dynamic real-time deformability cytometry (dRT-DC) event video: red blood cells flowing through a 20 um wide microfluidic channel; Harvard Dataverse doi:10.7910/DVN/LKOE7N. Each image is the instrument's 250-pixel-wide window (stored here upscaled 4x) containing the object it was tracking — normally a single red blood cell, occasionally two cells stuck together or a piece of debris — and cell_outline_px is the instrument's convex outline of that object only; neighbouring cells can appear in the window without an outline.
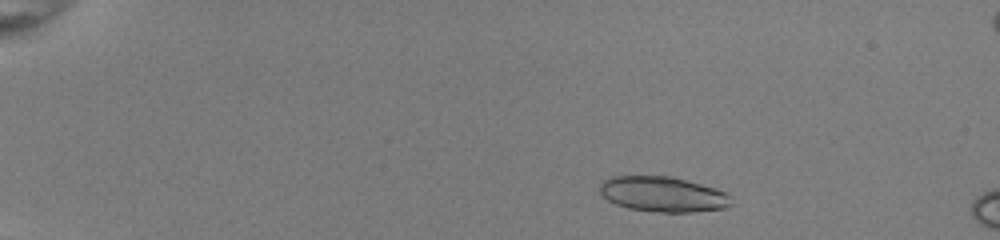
{"species": "common noctule bat (a hibernating species)", "species_latin": "Nyctalus noctula", "temperature_condition": "room temperature", "stored_images_in_passage": 13, "camera_frame_rate_fps": 3000, "um_per_image_px": 0.085, "animal": {"sex": "female", "body_mass_g": 22.0, "forearm_length_mm": 56.7}, "frame": {"image": 1, "passage_image": 6, "time_ms": 1.667, "image_size_px": [1000, 240], "cell_outline_px": [[732, 204], [724, 208], [692, 212], [660, 212], [628, 208], [616, 204], [608, 200], [600, 192], [600, 180], [612, 176], [672, 176], [728, 192]], "centroid_in_image_um": [56.33, 16.5], "position_along_channel_um": 28.7, "area_um2": 26.99}}